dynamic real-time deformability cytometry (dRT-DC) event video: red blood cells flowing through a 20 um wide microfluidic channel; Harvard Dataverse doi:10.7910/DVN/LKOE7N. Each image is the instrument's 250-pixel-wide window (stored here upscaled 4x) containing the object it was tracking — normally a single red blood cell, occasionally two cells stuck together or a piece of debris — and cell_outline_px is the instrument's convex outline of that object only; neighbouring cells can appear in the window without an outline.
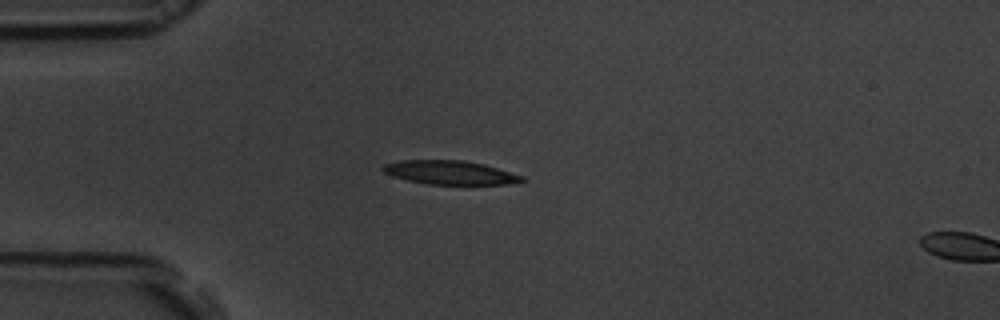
{"species": "common noctule bat (a hibernating species)", "species_latin": "Nyctalus noctula", "temperature_condition": "room temperature", "stored_images_in_passage": 16, "camera_frame_rate_fps": 3000, "um_per_image_px": 0.085, "animal": {"sex": "male", "body_mass_g": 19.5, "forearm_length_mm": 54.6}, "frame": {"image": 1, "passage_image": 14, "time_ms": 4.333, "image_size_px": [1000, 320], "cell_outline_px": [[528, 180], [508, 184], [428, 184], [408, 180], [392, 176], [384, 172], [380, 168], [384, 164], [400, 160], [464, 160], [484, 164], [524, 176]], "centroid_in_image_um": [38.26, 14.66], "position_along_channel_um": 46.7, "area_um2": 19.31}}